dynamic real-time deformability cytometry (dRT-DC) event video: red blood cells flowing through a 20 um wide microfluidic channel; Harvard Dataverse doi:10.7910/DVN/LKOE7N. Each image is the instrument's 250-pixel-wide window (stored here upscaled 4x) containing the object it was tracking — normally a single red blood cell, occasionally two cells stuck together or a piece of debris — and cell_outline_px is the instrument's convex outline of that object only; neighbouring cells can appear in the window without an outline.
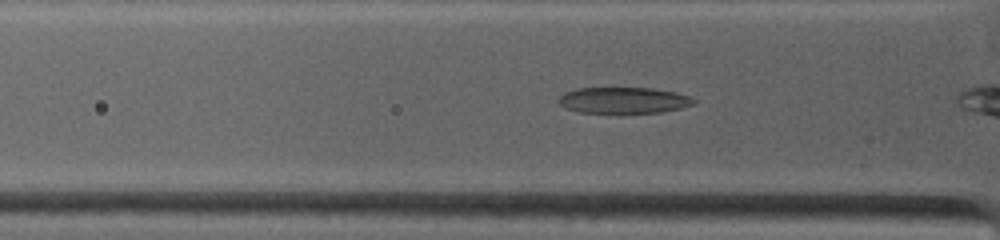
{"species": "common noctule bat (a hibernating species)", "species_latin": "Nyctalus noctula", "temperature_condition": "warm", "stored_images_in_passage": 20, "camera_frame_rate_fps": 4500, "um_per_image_px": 0.085, "animal": {"sex": "female", "body_mass_g": 19.0, "forearm_length_mm": 53.3}, "frame": {"image": 1, "passage_image": 3, "time_ms": 0.222, "image_size_px": [1000, 240], "cell_outline_px": [[696, 104], [680, 108], [660, 112], [620, 116], [616, 116], [580, 112], [564, 108], [556, 100], [564, 92], [576, 88], [652, 88], [676, 92], [688, 96], [696, 100]], "centroid_in_image_um": [52.96, 8.57], "position_along_channel_um": 72.8, "area_um2": 21.73}}
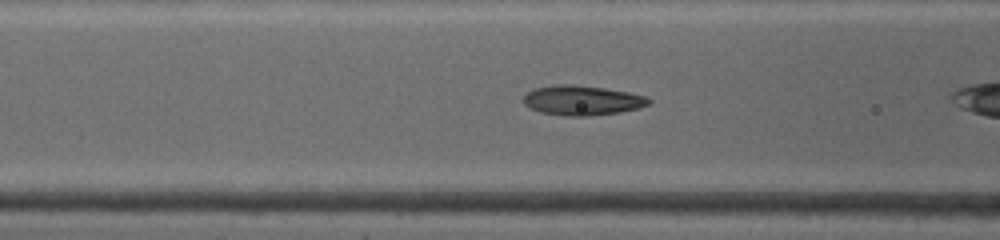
{"frame": {"image": 2, "passage_image": 9, "time_ms": 1.333, "image_size_px": [1000, 240], "cell_outline_px": [[652, 100], [648, 104], [640, 108], [620, 112], [588, 116], [564, 116], [540, 112], [528, 108], [524, 104], [524, 96], [528, 92], [536, 88], [552, 84], [572, 84], [604, 88], [628, 92], [644, 96]], "centroid_in_image_um": [49.46, 8.53], "position_along_channel_um": 117.1, "area_um2": 21.79}}
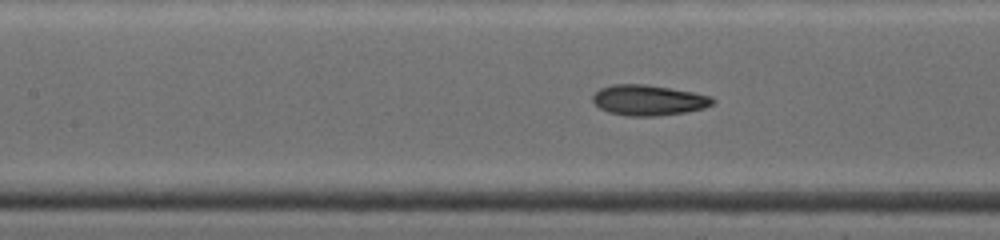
{"frame": {"image": 3, "passage_image": 15, "time_ms": 2.222, "image_size_px": [1000, 240], "cell_outline_px": [[716, 100], [712, 104], [704, 108], [684, 112], [656, 116], [628, 116], [608, 112], [600, 108], [592, 100], [592, 96], [600, 88], [612, 84], [644, 84], [692, 92], [712, 96]], "centroid_in_image_um": [55.11, 8.51], "position_along_channel_um": 152.3, "area_um2": 21.21}}